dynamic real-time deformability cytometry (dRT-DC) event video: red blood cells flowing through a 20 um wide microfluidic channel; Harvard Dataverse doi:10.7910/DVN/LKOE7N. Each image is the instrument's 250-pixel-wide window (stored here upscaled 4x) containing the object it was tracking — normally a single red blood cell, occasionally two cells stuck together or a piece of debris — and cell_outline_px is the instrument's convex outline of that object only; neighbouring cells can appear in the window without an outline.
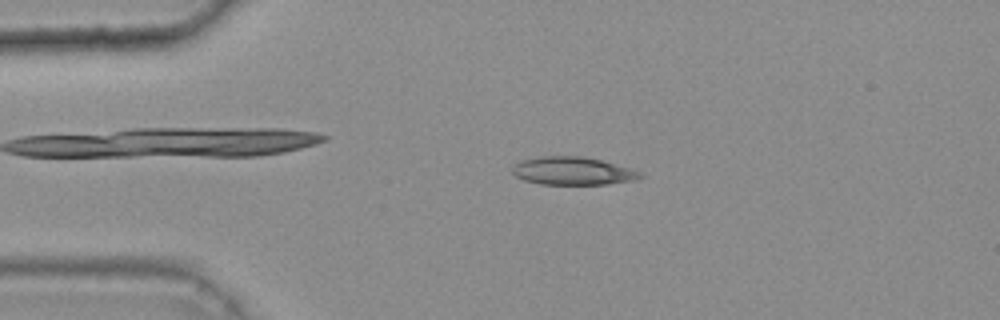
{"species": "common noctule bat (a hibernating species)", "species_latin": "Nyctalus noctula", "temperature_condition": "warm", "stored_images_in_passage": 40, "camera_frame_rate_fps": 3000, "um_per_image_px": 0.085, "animal": {"sex": "female", "body_mass_g": 25.1}, "frame": {"image": 1, "passage_image": 9, "time_ms": 2.667, "image_size_px": [1000, 320], "cell_outline_px": [[644, 176], [636, 180], [608, 184], [540, 184], [524, 180], [516, 176], [512, 172], [512, 168], [520, 160], [536, 156], [584, 156], [600, 160], [628, 168], [640, 172]], "centroid_in_image_um": [48.65, 14.53], "position_along_channel_um": 36.4, "area_um2": 20.81}}
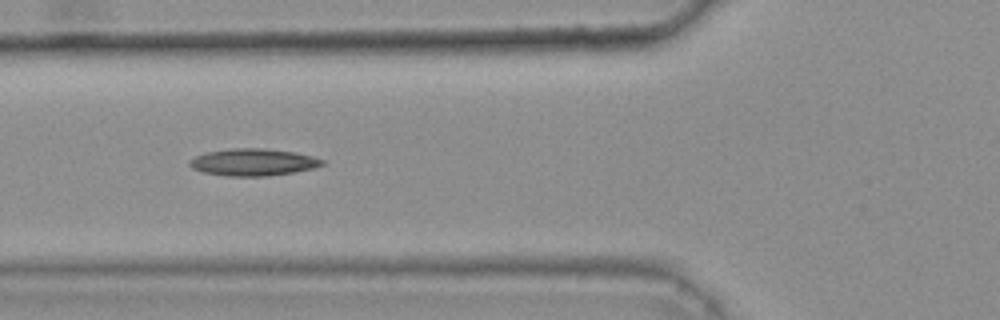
{"frame": {"image": 2, "passage_image": 17, "time_ms": 5.333, "image_size_px": [1000, 320], "cell_outline_px": [[324, 164], [312, 168], [292, 172], [268, 176], [228, 176], [204, 172], [192, 168], [188, 164], [188, 160], [196, 156], [208, 152], [232, 148], [264, 148], [296, 152], [312, 156], [324, 160]], "centroid_in_image_um": [21.51, 13.78], "position_along_channel_um": 104.3, "area_um2": 20.81}}
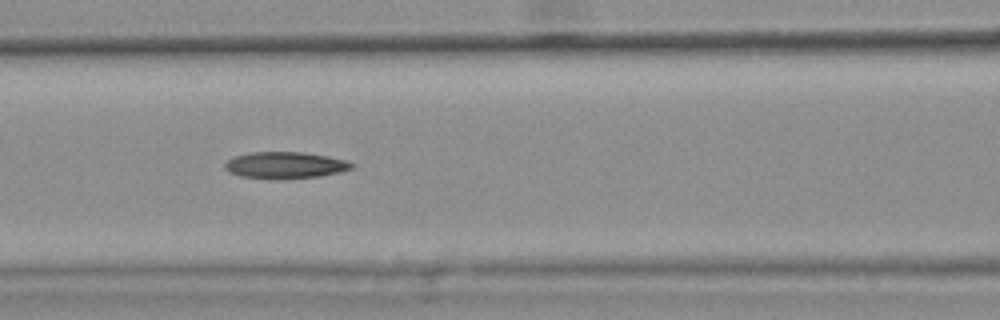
{"frame": {"image": 3, "passage_image": 20, "time_ms": 6.333, "image_size_px": [1000, 320], "cell_outline_px": [[356, 168], [340, 172], [320, 176], [280, 180], [268, 180], [240, 176], [228, 172], [224, 168], [224, 164], [228, 160], [236, 156], [252, 152], [304, 152], [328, 156], [344, 160], [356, 164]], "centroid_in_image_um": [24.25, 14.06], "position_along_channel_um": 142.3, "area_um2": 20.11}}